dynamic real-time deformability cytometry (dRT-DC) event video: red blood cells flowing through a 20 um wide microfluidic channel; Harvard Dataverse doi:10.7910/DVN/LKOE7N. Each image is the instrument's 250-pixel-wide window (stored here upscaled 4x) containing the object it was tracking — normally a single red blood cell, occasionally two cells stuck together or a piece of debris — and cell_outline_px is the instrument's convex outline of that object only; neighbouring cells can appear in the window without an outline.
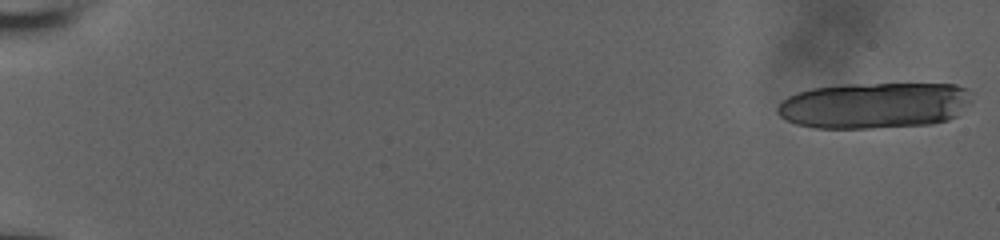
{"species": "human", "species_latin": "Homo sapiens", "temperature_condition": "room temperature", "stored_images_in_passage": 22, "camera_frame_rate_fps": 3000, "um_per_image_px": 0.085, "donor": {"sex": "male"}, "frame": {"image": 1, "passage_image": 1, "time_ms": 0.0, "image_size_px": [1000, 240], "cell_outline_px": [[972, 100], [956, 116], [948, 120], [932, 124], [868, 128], [816, 128], [796, 124], [780, 116], [776, 112], [776, 108], [788, 96], [812, 88], [844, 84], [956, 84], [968, 88]], "centroid_in_image_um": [74.35, 8.95], "position_along_channel_um": 10.7, "area_um2": 52.31}}